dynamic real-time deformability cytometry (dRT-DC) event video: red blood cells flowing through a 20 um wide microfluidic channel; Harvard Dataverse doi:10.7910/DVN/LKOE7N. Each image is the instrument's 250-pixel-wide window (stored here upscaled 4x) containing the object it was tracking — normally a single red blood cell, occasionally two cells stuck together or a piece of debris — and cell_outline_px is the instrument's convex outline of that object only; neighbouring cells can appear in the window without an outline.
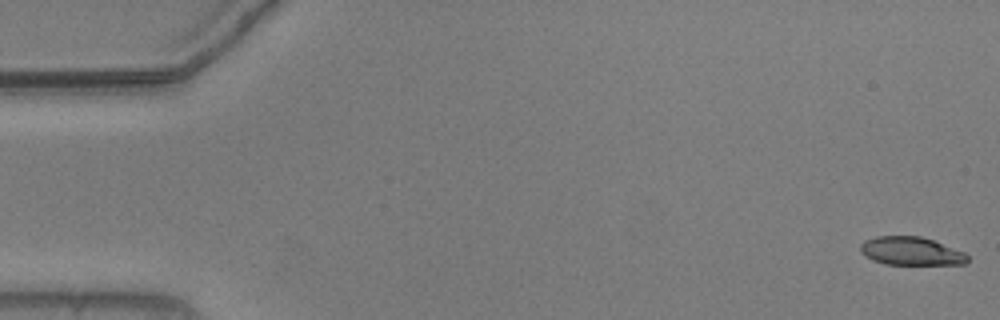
{"species": "common noctule bat (a hibernating species)", "species_latin": "Nyctalus noctula", "temperature_condition": "warm", "stored_images_in_passage": 55, "camera_frame_rate_fps": 3000, "um_per_image_px": 0.085, "animal": {"sex": "male", "body_mass_g": 20.5, "forearm_length_mm": 52.5}, "frame": {"image": 1, "passage_image": 1, "time_ms": 0.0, "image_size_px": [1000, 320], "cell_outline_px": [[968, 260], [964, 264], [884, 264], [872, 260], [864, 256], [860, 252], [860, 244], [864, 240], [876, 236], [920, 236], [932, 240], [964, 252], [968, 256]], "centroid_in_image_um": [77.38, 21.34], "position_along_channel_um": 7.6, "area_um2": 17.63}}
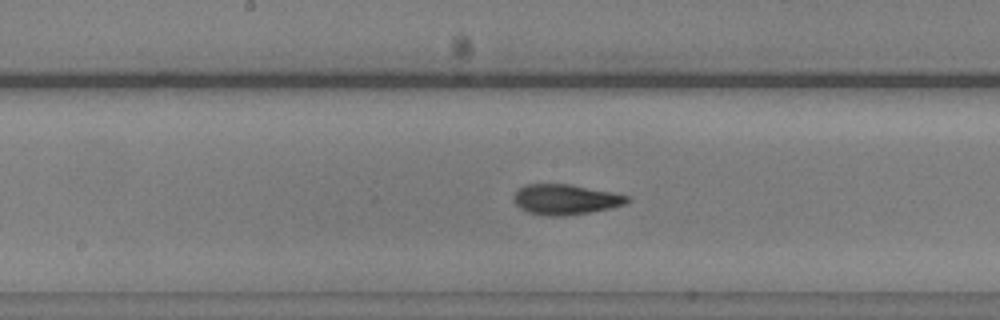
{"frame": {"image": 2, "passage_image": 28, "time_ms": 9.0, "image_size_px": [1000, 320], "cell_outline_px": [[632, 200], [624, 204], [612, 208], [564, 216], [540, 216], [528, 212], [520, 208], [512, 200], [512, 196], [524, 184], [572, 184], [612, 192], [628, 196]], "centroid_in_image_um": [48.04, 16.95], "position_along_channel_um": 200.2, "area_um2": 20.23}}
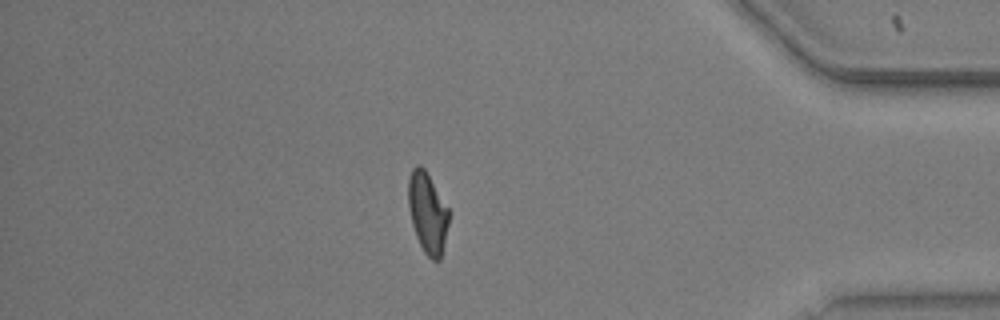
{"frame": {"image": 3, "passage_image": 47, "time_ms": 15.333, "image_size_px": [1000, 320], "cell_outline_px": [[448, 224], [440, 260], [432, 260], [424, 252], [416, 236], [412, 224], [408, 208], [408, 180], [412, 168], [416, 164], [420, 164], [424, 168], [448, 208]], "centroid_in_image_um": [36.31, 18.07], "position_along_channel_um": 398.9, "area_um2": 18.84}, "authors_computed_cell_mechanics": {"area_um2": 19.4208, "velocity_mm_per_s": 3.7075, "shape_relaxation_time_tau1_ms": 4.2418, "shape_relaxation_time_tau2_ms": 1.5521, "deformation_change_tau1": 0.1843, "deformation_change_tau2": 0.0865}}